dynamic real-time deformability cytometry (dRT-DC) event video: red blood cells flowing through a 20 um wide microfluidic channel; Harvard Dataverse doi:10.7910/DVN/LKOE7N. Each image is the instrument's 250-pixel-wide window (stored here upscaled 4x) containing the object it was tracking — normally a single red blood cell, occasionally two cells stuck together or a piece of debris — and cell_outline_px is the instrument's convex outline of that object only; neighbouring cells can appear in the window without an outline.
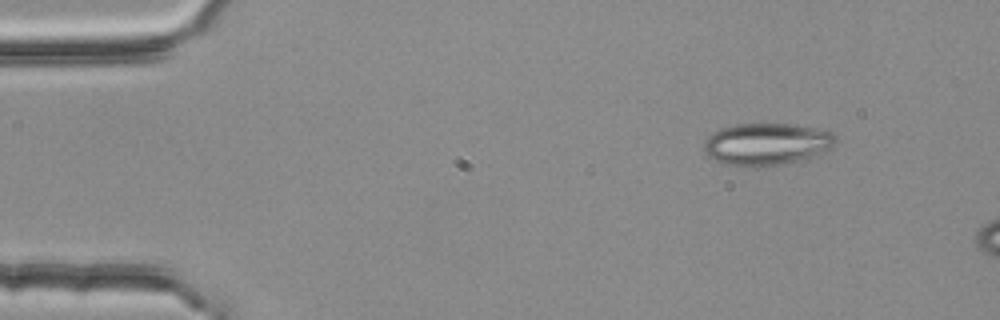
{"species": "common noctule bat (a hibernating species)", "species_latin": "Nyctalus noctula", "temperature_condition": "room temperature", "stored_images_in_passage": 4, "camera_frame_rate_fps": 3000, "um_per_image_px": 0.085, "animal": {"sex": "female", "body_mass_g": 25.1}, "frame": {"image": 1, "passage_image": 2, "time_ms": 0.333, "image_size_px": [1000, 320], "cell_outline_px": [[836, 144], [832, 148], [796, 160], [780, 164], [748, 168], [724, 164], [708, 156], [704, 152], [704, 140], [712, 132], [720, 128], [736, 124], [792, 124], [816, 128], [832, 132], [836, 136]], "centroid_in_image_um": [65.11, 12.24], "position_along_channel_um": 19.9, "area_um2": 32.25}}